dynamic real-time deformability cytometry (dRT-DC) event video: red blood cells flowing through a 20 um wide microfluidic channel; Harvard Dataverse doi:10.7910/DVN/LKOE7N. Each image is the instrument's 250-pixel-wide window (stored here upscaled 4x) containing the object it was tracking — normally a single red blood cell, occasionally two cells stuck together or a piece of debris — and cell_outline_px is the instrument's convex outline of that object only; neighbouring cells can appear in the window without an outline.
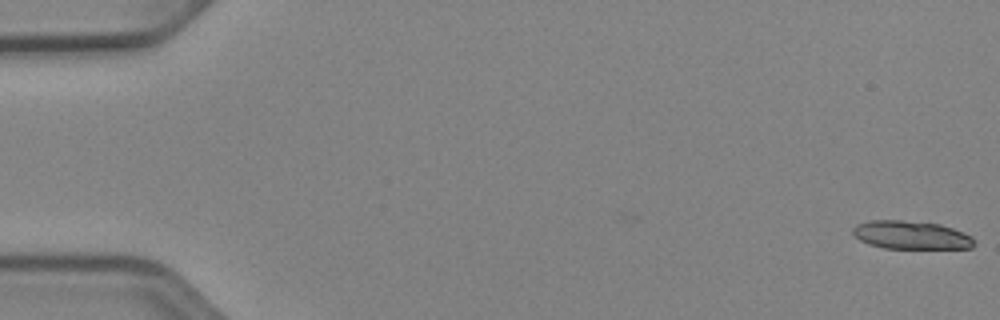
{"species": "Egyptian fruit bat (a non-hibernating species)", "species_latin": "Rousettus aegyptiacus", "temperature_condition": "cold", "stored_images_in_passage": 14, "camera_frame_rate_fps": 3000, "um_per_image_px": 0.085, "animal": {"sex": "female"}, "frame": {"image": 1, "passage_image": 1, "time_ms": 0.0, "image_size_px": [1000, 320], "cell_outline_px": [[976, 244], [972, 248], [884, 248], [868, 244], [860, 240], [852, 232], [852, 228], [856, 224], [868, 220], [900, 220], [940, 224], [952, 228], [972, 236], [976, 240]], "centroid_in_image_um": [77.45, 19.98], "position_along_channel_um": 7.6, "area_um2": 20.06}}